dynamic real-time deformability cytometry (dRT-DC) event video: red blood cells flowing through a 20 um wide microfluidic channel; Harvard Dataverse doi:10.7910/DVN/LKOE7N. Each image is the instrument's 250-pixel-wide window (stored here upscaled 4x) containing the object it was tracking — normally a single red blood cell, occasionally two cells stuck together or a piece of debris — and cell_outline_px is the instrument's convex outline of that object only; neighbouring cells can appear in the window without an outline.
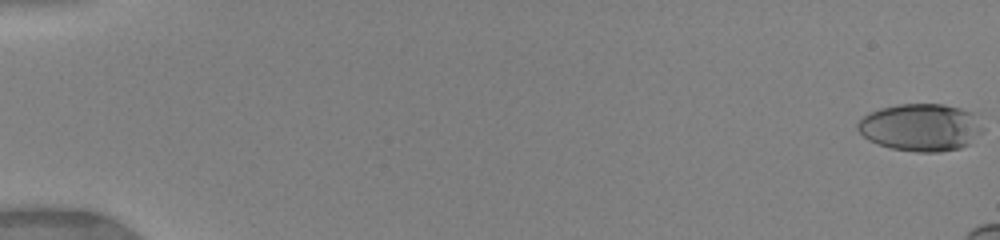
{"species": "human", "species_latin": "Homo sapiens", "temperature_condition": "warm", "stored_images_in_passage": 9, "camera_frame_rate_fps": 3000, "um_per_image_px": 0.085, "donor": {"sex": "female"}, "frame": {"image": 1, "passage_image": 1, "time_ms": 0.0, "image_size_px": [1000, 240], "cell_outline_px": [[984, 132], [968, 144], [960, 148], [940, 152], [916, 152], [892, 148], [876, 144], [868, 140], [856, 128], [856, 124], [864, 116], [880, 108], [900, 104], [944, 104], [960, 108], [972, 112], [984, 128]], "centroid_in_image_um": [78.28, 10.83], "position_along_channel_um": 6.7, "area_um2": 34.68}}